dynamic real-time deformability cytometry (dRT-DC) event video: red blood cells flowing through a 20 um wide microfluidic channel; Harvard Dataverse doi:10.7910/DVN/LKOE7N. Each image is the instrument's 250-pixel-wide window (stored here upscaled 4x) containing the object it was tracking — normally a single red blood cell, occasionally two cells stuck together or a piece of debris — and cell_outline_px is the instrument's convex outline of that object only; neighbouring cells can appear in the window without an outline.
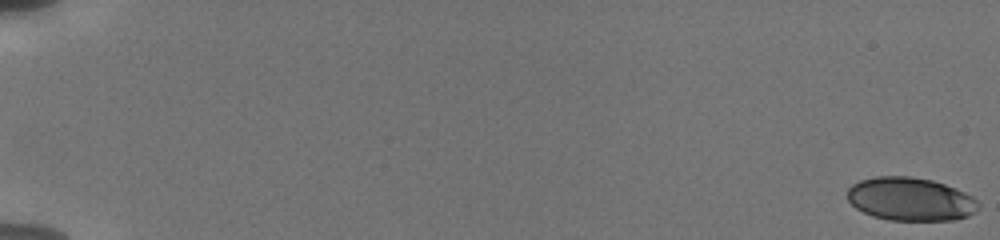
{"species": "human", "species_latin": "Homo sapiens", "temperature_condition": "cold", "stored_images_in_passage": 43, "camera_frame_rate_fps": 3000, "um_per_image_px": 0.085, "donor": {"sex": "male"}, "frame": {"image": 1, "passage_image": 1, "time_ms": 0.0, "image_size_px": [1000, 240], "cell_outline_px": [[980, 204], [976, 212], [968, 216], [952, 220], [888, 220], [872, 216], [856, 208], [848, 200], [848, 188], [852, 184], [860, 180], [876, 176], [908, 176], [932, 180], [944, 184], [964, 192], [972, 196]], "centroid_in_image_um": [77.38, 16.93], "position_along_channel_um": 7.6, "area_um2": 33.06}}
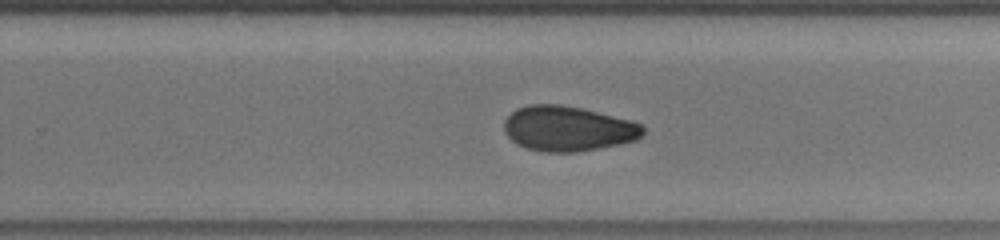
{"frame": {"image": 2, "passage_image": 28, "time_ms": 12.667, "image_size_px": [1000, 240], "cell_outline_px": [[644, 132], [636, 140], [620, 144], [576, 152], [544, 152], [528, 148], [516, 144], [504, 132], [504, 120], [516, 108], [532, 104], [560, 104], [580, 108], [632, 120], [640, 124], [644, 128]], "centroid_in_image_um": [48.26, 10.93], "position_along_channel_um": 281.5, "area_um2": 36.41}}
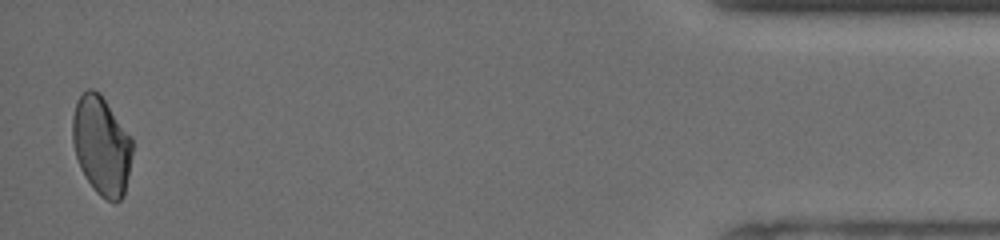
{"frame": {"image": 3, "passage_image": 43, "time_ms": 18.333, "image_size_px": [1000, 240], "cell_outline_px": [[132, 152], [128, 176], [124, 196], [116, 204], [100, 196], [92, 188], [84, 176], [80, 168], [76, 156], [72, 140], [72, 116], [76, 100], [88, 88], [92, 88], [100, 92], [132, 140]], "centroid_in_image_um": [8.6, 12.39], "position_along_channel_um": 426.6, "area_um2": 34.51}, "authors_computed_cell_mechanics": {"area_um2": 35.258, "velocity_mm_per_s": 3.7938, "shape_relaxation_time_tau1_ms": 10.7948, "shape_relaxation_time_tau2_ms": 4.6554, "deformation_change_tau1": 0.1709, "deformation_change_tau2": 0.0855}}